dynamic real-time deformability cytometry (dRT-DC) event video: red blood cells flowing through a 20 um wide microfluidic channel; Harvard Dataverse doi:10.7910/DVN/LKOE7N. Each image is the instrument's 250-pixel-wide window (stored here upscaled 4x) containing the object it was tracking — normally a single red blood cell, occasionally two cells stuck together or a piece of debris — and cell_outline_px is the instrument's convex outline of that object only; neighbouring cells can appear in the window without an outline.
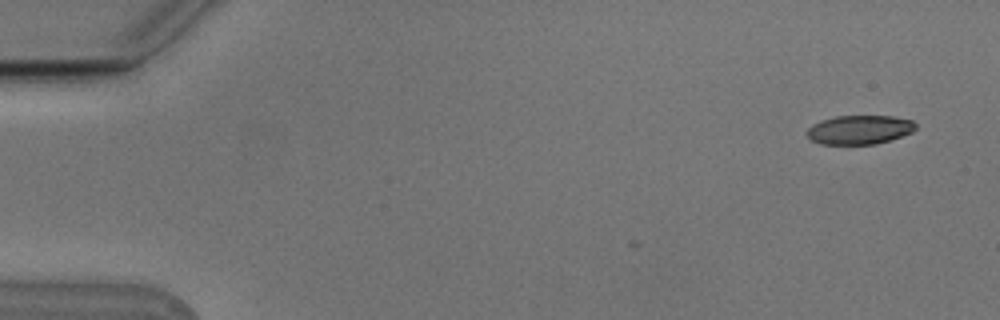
{"species": "Egyptian fruit bat (a non-hibernating species)", "species_latin": "Rousettus aegyptiacus", "temperature_condition": "cold", "stored_images_in_passage": 3, "camera_frame_rate_fps": 3000, "um_per_image_px": 0.085, "animal": {"sex": "male"}, "frame": {"image": 1, "passage_image": 1, "time_ms": 0.0, "image_size_px": [1000, 320], "cell_outline_px": [[916, 128], [912, 132], [876, 144], [820, 144], [808, 140], [808, 128], [812, 124], [820, 120], [836, 116], [892, 116], [912, 120], [916, 124]], "centroid_in_image_um": [73.02, 11.02], "position_along_channel_um": 12.0, "area_um2": 18.38}}